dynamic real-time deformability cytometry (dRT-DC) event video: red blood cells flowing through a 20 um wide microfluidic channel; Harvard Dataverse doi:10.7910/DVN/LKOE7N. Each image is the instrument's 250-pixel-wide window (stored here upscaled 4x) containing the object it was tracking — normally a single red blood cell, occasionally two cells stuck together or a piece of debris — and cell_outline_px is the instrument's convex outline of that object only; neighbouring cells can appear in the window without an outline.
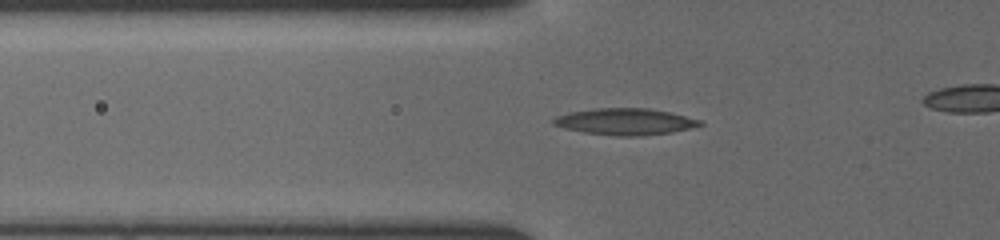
{"species": "common noctule bat (a hibernating species)", "species_latin": "Nyctalus noctula", "temperature_condition": "cold", "stored_images_in_passage": 45, "camera_frame_rate_fps": 3000, "um_per_image_px": 0.085, "animal": {"sex": "female", "body_mass_g": 19.5, "forearm_length_mm": 54.1}, "frame": {"image": 1, "passage_image": 19, "time_ms": 6.0, "image_size_px": [1000, 240], "cell_outline_px": [[704, 124], [672, 132], [640, 136], [616, 136], [584, 132], [564, 128], [552, 124], [552, 120], [556, 116], [568, 112], [596, 108], [648, 108], [668, 112], [700, 120]], "centroid_in_image_um": [53.08, 10.34], "position_along_channel_um": 72.7, "area_um2": 22.48}}
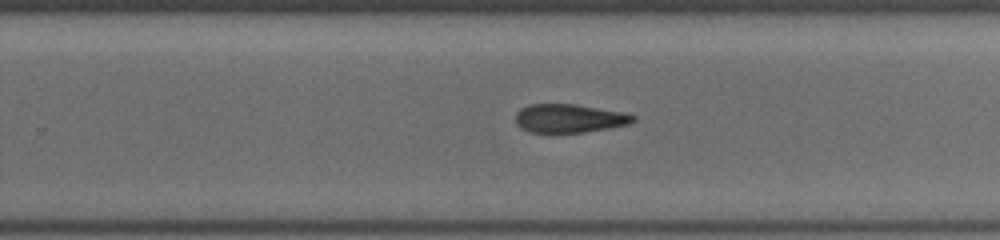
{"frame": {"image": 2, "passage_image": 34, "time_ms": 11.0, "image_size_px": [1000, 240], "cell_outline_px": [[636, 120], [628, 124], [608, 128], [584, 132], [528, 132], [520, 128], [516, 124], [516, 112], [520, 108], [532, 104], [572, 104], [620, 112], [636, 116]], "centroid_in_image_um": [48.33, 10.06], "position_along_channel_um": 281.5, "area_um2": 19.31}}
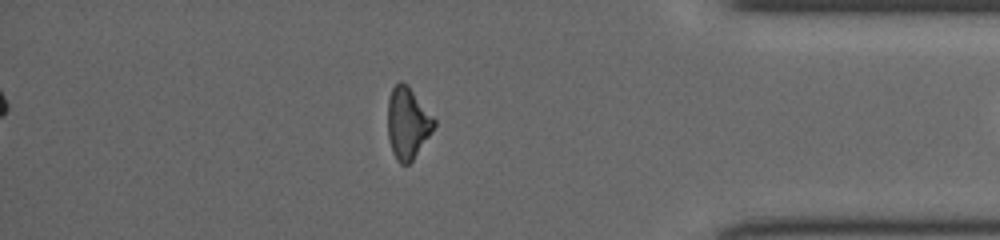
{"frame": {"image": 3, "passage_image": 44, "time_ms": 14.333, "image_size_px": [1000, 240], "cell_outline_px": [[436, 124], [432, 132], [412, 160], [408, 164], [400, 164], [396, 160], [392, 152], [388, 136], [388, 100], [392, 88], [400, 80], [408, 84], [436, 120]], "centroid_in_image_um": [34.65, 10.45], "position_along_channel_um": 400.6, "area_um2": 19.36}}